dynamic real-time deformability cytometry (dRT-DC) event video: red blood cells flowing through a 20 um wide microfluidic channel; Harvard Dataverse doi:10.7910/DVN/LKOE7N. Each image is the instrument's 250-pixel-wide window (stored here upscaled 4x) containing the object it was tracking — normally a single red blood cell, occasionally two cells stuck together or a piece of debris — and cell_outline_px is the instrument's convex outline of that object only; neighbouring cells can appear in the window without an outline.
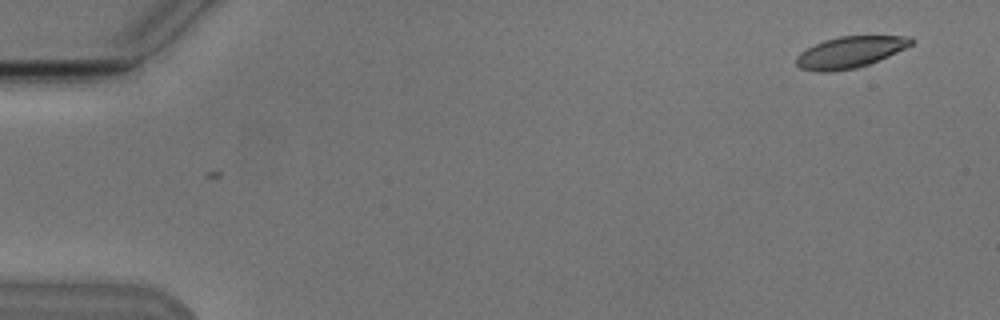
{"species": "Egyptian fruit bat (a non-hibernating species)", "species_latin": "Rousettus aegyptiacus", "temperature_condition": "cold", "stored_images_in_passage": 3, "camera_frame_rate_fps": 3000, "um_per_image_px": 0.085, "animal": {"sex": "male"}, "frame": {"image": 1, "passage_image": 1, "time_ms": 0.0, "image_size_px": [1000, 320], "cell_outline_px": [[912, 44], [888, 56], [868, 64], [856, 68], [832, 72], [820, 72], [800, 68], [796, 64], [796, 56], [800, 52], [824, 40], [840, 36], [912, 36]], "centroid_in_image_um": [72.22, 4.44], "position_along_channel_um": 12.8, "area_um2": 20.81}}